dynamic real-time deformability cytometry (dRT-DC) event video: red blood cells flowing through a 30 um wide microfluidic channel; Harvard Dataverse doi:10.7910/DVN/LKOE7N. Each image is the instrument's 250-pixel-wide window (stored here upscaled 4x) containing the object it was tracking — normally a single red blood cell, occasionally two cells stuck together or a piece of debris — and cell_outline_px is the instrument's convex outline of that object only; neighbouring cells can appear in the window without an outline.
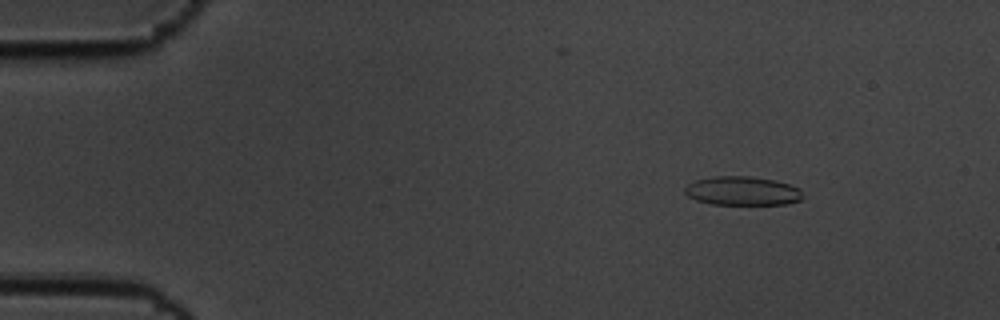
{"species": "common noctule bat (a hibernating species)", "species_latin": "Nyctalus noctula", "temperature_condition": "cold", "stored_images_in_passage": 54, "camera_frame_rate_fps": 3000, "um_per_image_px": 0.085, "animal": {"sex": "male", "body_mass_g": 19.5, "forearm_length_mm": 54.6}, "frame": {"image": 1, "passage_image": 4, "time_ms": 1.0, "image_size_px": [1000, 320], "cell_outline_px": [[800, 200], [788, 204], [712, 204], [696, 200], [688, 196], [684, 192], [684, 188], [688, 184], [696, 180], [712, 176], [748, 176], [776, 180], [800, 188]], "centroid_in_image_um": [63.07, 16.22], "position_along_channel_um": 21.9, "area_um2": 19.77}}
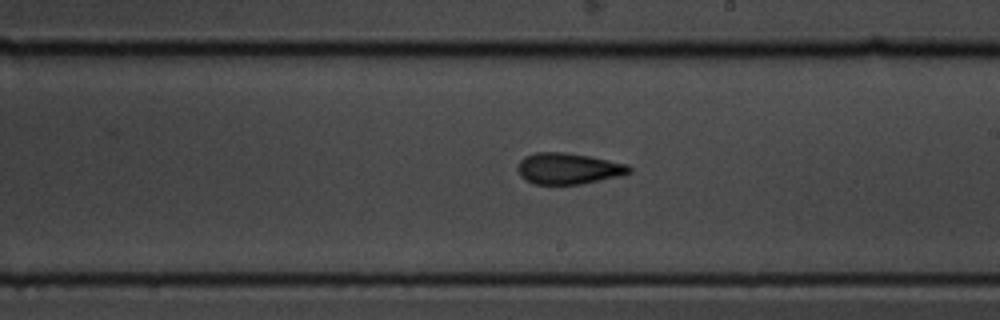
{"frame": {"image": 2, "passage_image": 30, "time_ms": 9.667, "image_size_px": [1000, 320], "cell_outline_px": [[632, 172], [624, 176], [580, 184], [532, 184], [524, 180], [520, 176], [516, 168], [520, 160], [524, 156], [536, 152], [560, 152], [588, 156], [628, 164], [632, 168]], "centroid_in_image_um": [48.31, 14.34], "position_along_channel_um": 240.7, "area_um2": 20.52}}
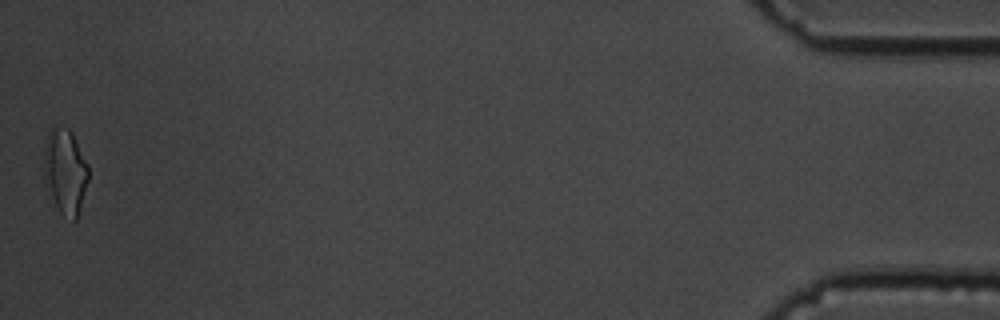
{"frame": {"image": 3, "passage_image": 54, "time_ms": 17.667, "image_size_px": [1000, 320], "cell_outline_px": [[88, 180], [76, 220], [72, 220], [60, 212], [52, 196], [44, 176], [44, 148], [48, 132], [52, 124], [68, 128], [72, 132], [88, 164]], "centroid_in_image_um": [5.54, 14.48], "position_along_channel_um": 429.7, "area_um2": 21.79}, "authors_computed_cell_mechanics": {"area_um2": 20.0855, "velocity_mm_per_s": 3.4765, "shape_relaxation_time_tau1_ms": 3.7245, "shape_relaxation_time_tau2_ms": 3.2034, "deformation_change_tau1": 0.135, "deformation_change_tau2": 0.1218}}